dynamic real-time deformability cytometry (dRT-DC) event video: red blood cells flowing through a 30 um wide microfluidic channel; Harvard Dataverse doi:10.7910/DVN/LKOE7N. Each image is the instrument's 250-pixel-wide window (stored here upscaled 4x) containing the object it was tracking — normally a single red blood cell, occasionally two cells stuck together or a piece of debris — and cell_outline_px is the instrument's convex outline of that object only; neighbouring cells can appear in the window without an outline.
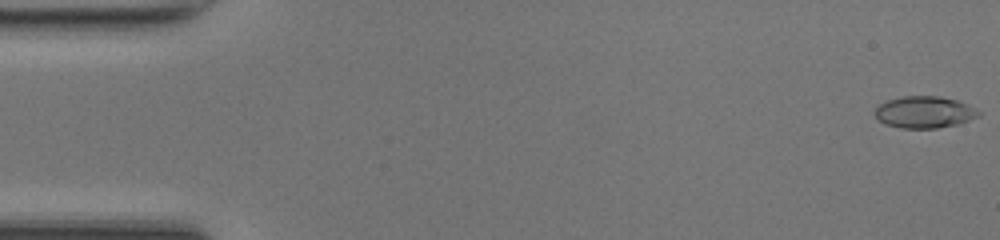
{"species": "common noctule bat (a hibernating species)", "species_latin": "Nyctalus noctula", "temperature_condition": "room temperature", "stored_images_in_passage": 49, "camera_frame_rate_fps": 3000, "um_per_image_px": 0.085, "animal": {"sex": "female", "body_mass_g": 17.0, "forearm_length_mm": 48.0}, "frame": {"image": 1, "passage_image": 1, "time_ms": 0.0, "image_size_px": [1000, 240], "cell_outline_px": [[980, 116], [960, 124], [936, 128], [900, 128], [884, 124], [872, 112], [880, 104], [888, 100], [904, 96], [940, 96], [956, 100], [968, 104], [980, 112]], "centroid_in_image_um": [78.58, 9.54], "position_along_channel_um": 6.4, "area_um2": 19.31}}
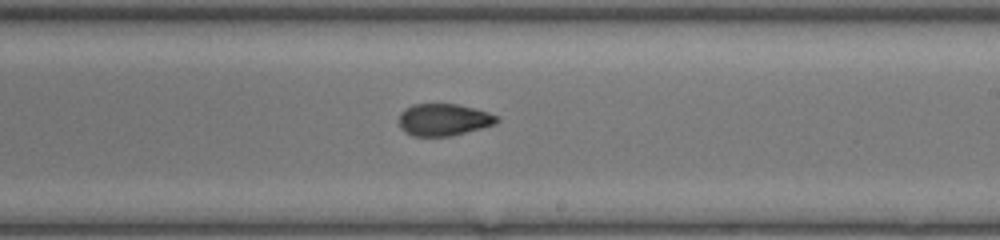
{"frame": {"image": 2, "passage_image": 29, "time_ms": 9.333, "image_size_px": [1000, 240], "cell_outline_px": [[500, 120], [496, 124], [452, 136], [412, 136], [404, 132], [400, 128], [400, 112], [404, 108], [412, 104], [456, 104], [488, 112], [500, 116]], "centroid_in_image_um": [37.71, 10.18], "position_along_channel_um": 251.3, "area_um2": 18.44}}
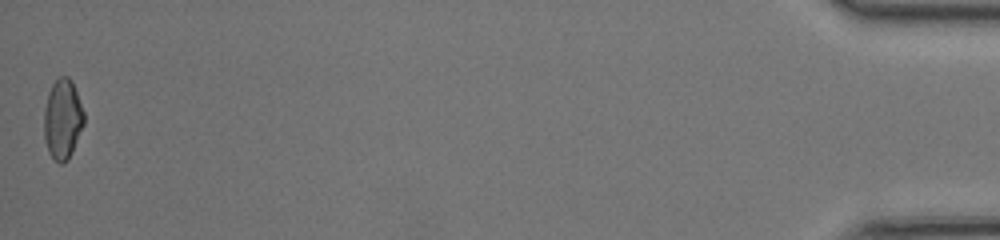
{"frame": {"image": 3, "passage_image": 49, "time_ms": 16.0, "image_size_px": [1000, 240], "cell_outline_px": [[84, 124], [72, 152], [68, 160], [64, 164], [60, 164], [52, 160], [48, 152], [44, 136], [44, 108], [48, 92], [52, 84], [60, 76], [68, 76], [72, 80], [84, 112]], "centroid_in_image_um": [5.31, 10.16], "position_along_channel_um": 429.9, "area_um2": 18.9}, "authors_computed_cell_mechanics": {"area_um2": 18.785, "velocity_mm_per_s": 4.2545, "shape_relaxation_time_tau1_ms": 11.2507, "shape_relaxation_time_tau2_ms": 1.6155, "deformation_change_tau1": 0.2543, "deformation_change_tau2": 0.0713}}